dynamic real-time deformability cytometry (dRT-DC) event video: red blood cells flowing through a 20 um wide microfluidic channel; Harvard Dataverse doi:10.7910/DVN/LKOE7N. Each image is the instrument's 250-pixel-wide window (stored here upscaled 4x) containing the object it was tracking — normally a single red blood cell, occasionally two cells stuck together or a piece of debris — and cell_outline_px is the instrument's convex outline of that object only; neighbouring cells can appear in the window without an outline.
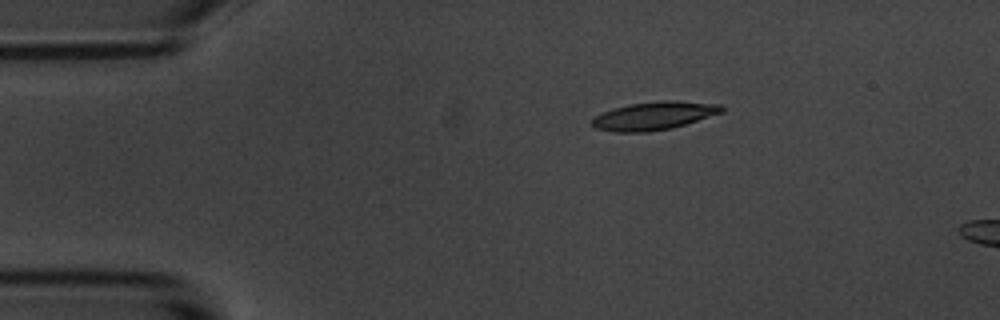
{"species": "common noctule bat (a hibernating species)", "species_latin": "Nyctalus noctula", "temperature_condition": "room temperature", "stored_images_in_passage": 4, "camera_frame_rate_fps": 3000, "um_per_image_px": 0.085, "animal": {"sex": "male", "body_mass_g": 20.1, "forearm_length_mm": 53.5}, "frame": {"image": 1, "passage_image": 3, "time_ms": 2.0, "image_size_px": [1000, 320], "cell_outline_px": [[724, 112], [672, 128], [648, 132], [616, 132], [596, 128], [592, 124], [592, 120], [596, 116], [612, 108], [628, 104], [664, 100], [672, 100], [720, 104], [724, 108]], "centroid_in_image_um": [55.62, 9.83], "position_along_channel_um": 29.4, "area_um2": 21.21}}